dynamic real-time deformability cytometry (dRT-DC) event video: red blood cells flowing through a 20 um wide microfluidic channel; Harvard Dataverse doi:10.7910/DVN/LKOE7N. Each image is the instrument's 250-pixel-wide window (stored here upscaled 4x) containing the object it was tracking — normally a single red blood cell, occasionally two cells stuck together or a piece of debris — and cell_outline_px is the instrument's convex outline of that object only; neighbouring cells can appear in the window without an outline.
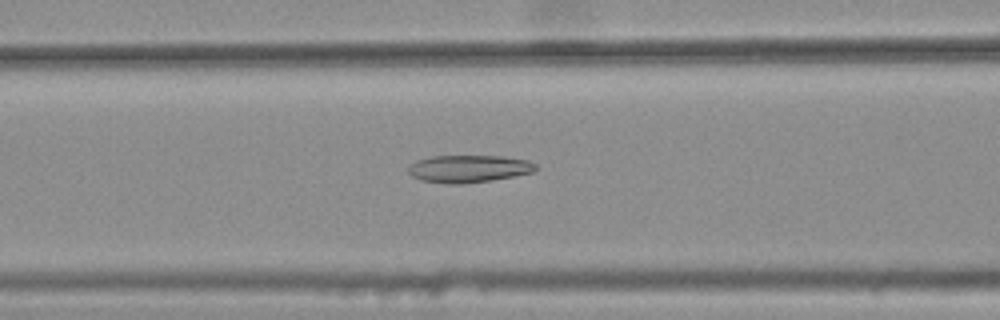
{"species": "common noctule bat (a hibernating species)", "species_latin": "Nyctalus noctula", "temperature_condition": "warm", "stored_images_in_passage": 37, "camera_frame_rate_fps": 3000, "um_per_image_px": 0.085, "animal": {"sex": "female", "body_mass_g": 25.1}, "frame": {"image": 1, "passage_image": 12, "time_ms": 3.667, "image_size_px": [1000, 320], "cell_outline_px": [[536, 168], [532, 172], [492, 180], [464, 184], [448, 184], [420, 180], [412, 176], [408, 172], [408, 164], [416, 160], [432, 156], [504, 156], [528, 160], [536, 164]], "centroid_in_image_um": [39.79, 14.34], "position_along_channel_um": 126.8, "area_um2": 20.46}}
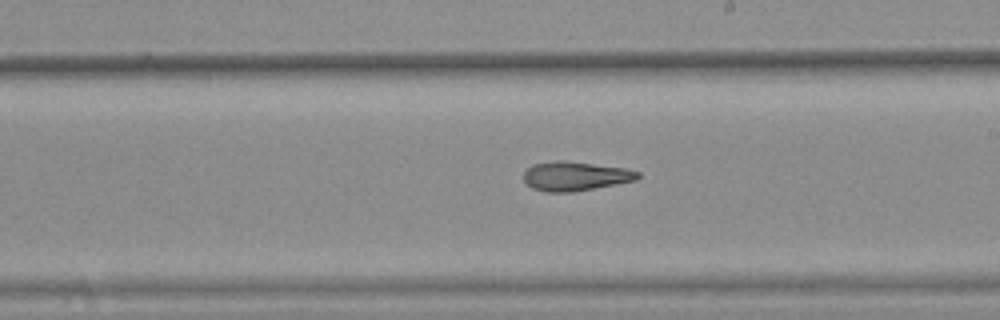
{"frame": {"image": 2, "passage_image": 21, "time_ms": 6.667, "image_size_px": [1000, 320], "cell_outline_px": [[640, 176], [636, 180], [616, 184], [572, 192], [544, 192], [532, 188], [524, 180], [524, 172], [532, 164], [556, 160], [564, 160], [628, 168], [640, 172]], "centroid_in_image_um": [48.91, 14.96], "position_along_channel_um": 240.1, "area_um2": 19.54}}
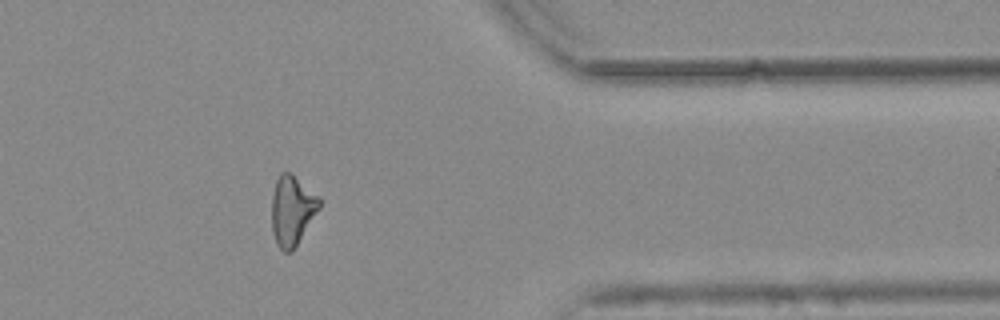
{"frame": {"image": 3, "passage_image": 34, "time_ms": 11.0, "image_size_px": [1000, 320], "cell_outline_px": [[320, 208], [292, 252], [284, 252], [276, 244], [272, 232], [272, 196], [276, 180], [280, 172], [292, 172], [320, 196]], "centroid_in_image_um": [24.83, 17.86], "position_along_channel_um": 386.6, "area_um2": 19.65}, "authors_computed_cell_mechanics": {"area_um2": 19.652, "velocity_mm_per_s": 3.7854, "shape_relaxation_time_tau1_ms": null, "shape_relaxation_time_tau2_ms": 6.2482, "deformation_change_tau1": null, "deformation_change_tau2": 0.1743}}